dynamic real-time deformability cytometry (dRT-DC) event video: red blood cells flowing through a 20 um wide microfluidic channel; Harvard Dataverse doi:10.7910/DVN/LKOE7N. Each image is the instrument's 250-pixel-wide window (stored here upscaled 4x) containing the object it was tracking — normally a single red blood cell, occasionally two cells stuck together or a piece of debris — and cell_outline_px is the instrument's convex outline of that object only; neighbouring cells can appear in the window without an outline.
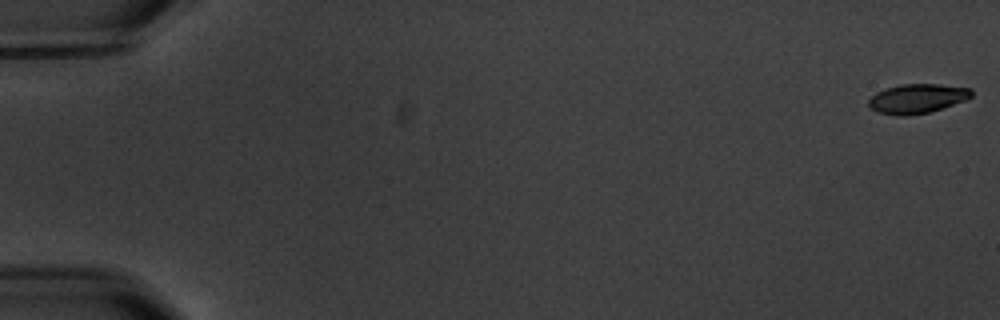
{"species": "common noctule bat (a hibernating species)", "species_latin": "Nyctalus noctula", "temperature_condition": "warm", "stored_images_in_passage": 4, "camera_frame_rate_fps": 3000, "um_per_image_px": 0.085, "animal": {"sex": "male", "body_mass_g": 20.1, "forearm_length_mm": 53.5}, "frame": {"image": 1, "passage_image": 1, "time_ms": 0.0, "image_size_px": [1000, 320], "cell_outline_px": [[972, 96], [964, 100], [928, 112], [908, 116], [900, 116], [880, 112], [872, 108], [868, 104], [868, 100], [876, 92], [884, 88], [900, 84], [940, 84], [972, 88]], "centroid_in_image_um": [77.95, 8.36], "position_along_channel_um": 7.1, "area_um2": 17.46}}